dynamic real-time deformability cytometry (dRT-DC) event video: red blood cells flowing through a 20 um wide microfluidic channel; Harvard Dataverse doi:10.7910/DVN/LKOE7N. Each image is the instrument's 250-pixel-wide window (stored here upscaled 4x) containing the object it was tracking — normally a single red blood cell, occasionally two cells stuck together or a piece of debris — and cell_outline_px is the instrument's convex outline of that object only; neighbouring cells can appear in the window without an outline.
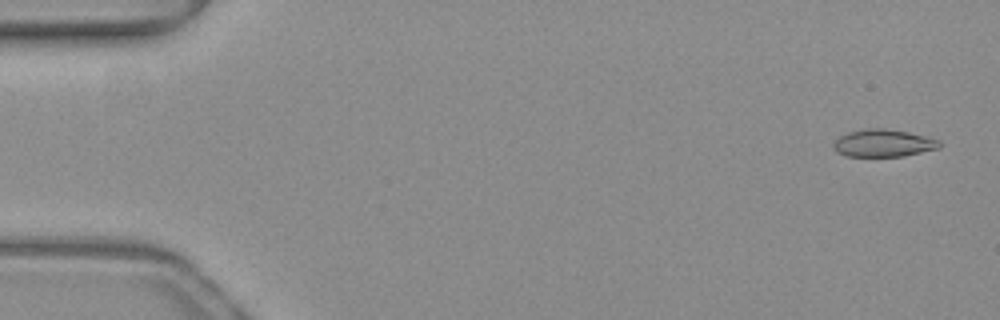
{"species": "common noctule bat (a hibernating species)", "species_latin": "Nyctalus noctula", "temperature_condition": "warm", "stored_images_in_passage": 6, "camera_frame_rate_fps": 3000, "um_per_image_px": 0.085, "animal": {"sex": "female", "body_mass_g": 19.3, "forearm_length_mm": 54.1}, "frame": {"image": 1, "passage_image": 2, "time_ms": 0.333, "image_size_px": [1000, 320], "cell_outline_px": [[940, 148], [904, 156], [844, 156], [836, 152], [832, 148], [832, 144], [840, 136], [848, 132], [864, 128], [884, 128], [908, 132], [940, 140]], "centroid_in_image_um": [75.05, 12.17], "position_along_channel_um": 9.9, "area_um2": 17.05}}